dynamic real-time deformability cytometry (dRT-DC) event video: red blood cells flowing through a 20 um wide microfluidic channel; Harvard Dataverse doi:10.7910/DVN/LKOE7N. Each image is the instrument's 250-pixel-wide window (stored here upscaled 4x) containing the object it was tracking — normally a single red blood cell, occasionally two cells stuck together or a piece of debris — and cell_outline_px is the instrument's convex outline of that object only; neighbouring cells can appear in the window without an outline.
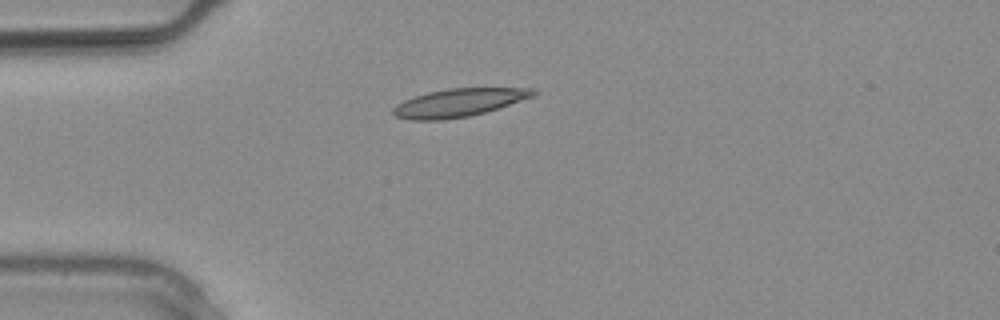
{"species": "common noctule bat (a hibernating species)", "species_latin": "Nyctalus noctula", "temperature_condition": "warm", "stored_images_in_passage": 4, "camera_frame_rate_fps": 3000, "um_per_image_px": 0.085, "animal": {"sex": "male", "body_mass_g": 20.4}, "frame": {"image": 1, "passage_image": 1, "time_ms": 0.0, "image_size_px": [1000, 320], "cell_outline_px": [[540, 92], [536, 96], [484, 112], [468, 116], [444, 120], [408, 120], [396, 116], [392, 112], [392, 108], [396, 104], [412, 96], [428, 92], [448, 88], [536, 88]], "centroid_in_image_um": [39.01, 8.72], "position_along_channel_um": 46.0, "area_um2": 23.12}}
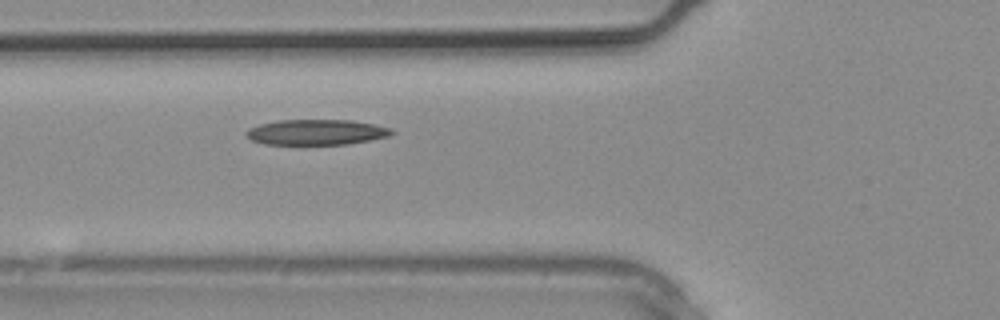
{"frame": {"image": 2, "passage_image": 4, "time_ms": 1.0, "image_size_px": [1000, 320], "cell_outline_px": [[396, 132], [388, 136], [348, 144], [264, 144], [252, 140], [244, 132], [248, 128], [260, 124], [276, 120], [352, 120], [392, 128]], "centroid_in_image_um": [26.88, 11.23], "position_along_channel_um": 98.9, "area_um2": 21.5}}